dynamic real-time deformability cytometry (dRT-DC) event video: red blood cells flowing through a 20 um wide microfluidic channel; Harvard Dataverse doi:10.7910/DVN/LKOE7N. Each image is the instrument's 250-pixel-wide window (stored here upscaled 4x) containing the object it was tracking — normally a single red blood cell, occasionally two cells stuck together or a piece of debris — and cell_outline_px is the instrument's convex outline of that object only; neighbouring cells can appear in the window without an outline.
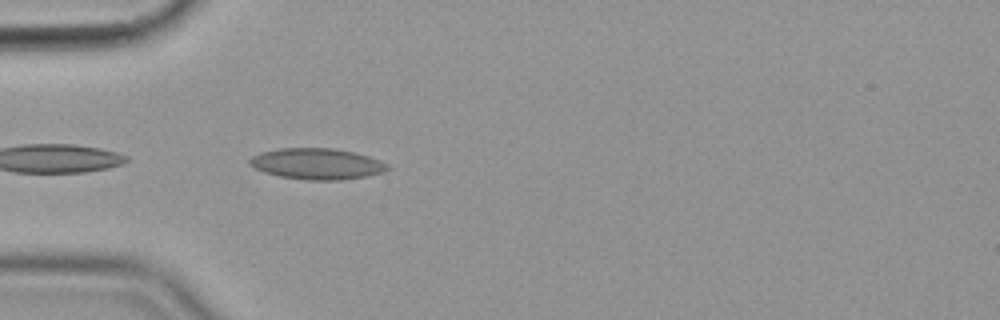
{"species": "common noctule bat (a hibernating species)", "species_latin": "Nyctalus noctula", "temperature_condition": "cold", "stored_images_in_passage": 41, "camera_frame_rate_fps": 3000, "um_per_image_px": 0.085, "animal": {"sex": "female", "body_mass_g": 19.9}, "frame": {"image": 1, "passage_image": 2, "time_ms": 0.333, "image_size_px": [1000, 320], "cell_outline_px": [[392, 168], [368, 176], [340, 180], [308, 180], [280, 176], [264, 172], [248, 164], [248, 160], [252, 156], [260, 152], [280, 148], [332, 148], [352, 152], [368, 156], [380, 160], [388, 164]], "centroid_in_image_um": [26.93, 13.92], "position_along_channel_um": 58.1, "area_um2": 24.91}}
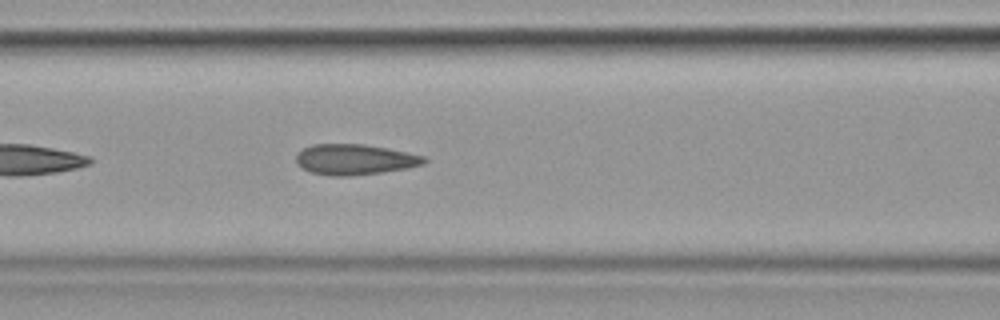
{"frame": {"image": 2, "passage_image": 9, "time_ms": 2.667, "image_size_px": [1000, 320], "cell_outline_px": [[428, 160], [424, 164], [408, 168], [352, 176], [332, 176], [312, 172], [300, 168], [296, 164], [296, 152], [312, 144], [364, 144], [388, 148], [424, 156]], "centroid_in_image_um": [30.12, 13.55], "position_along_channel_um": 136.5, "area_um2": 22.95}}
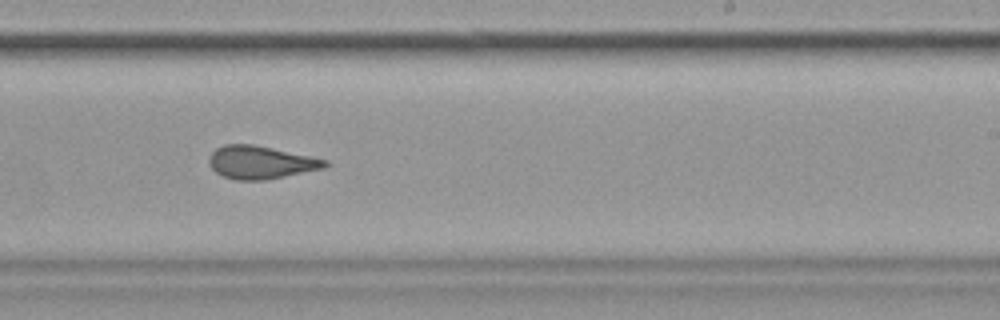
{"frame": {"image": 3, "passage_image": 20, "time_ms": 6.333, "image_size_px": [1000, 320], "cell_outline_px": [[328, 164], [324, 168], [264, 180], [236, 180], [224, 176], [216, 172], [208, 164], [208, 156], [216, 148], [224, 144], [252, 144], [328, 160]], "centroid_in_image_um": [22.11, 13.8], "position_along_channel_um": 266.9, "area_um2": 22.02}, "authors_computed_cell_mechanics": {"area_um2": 22.7732, "velocity_mm_per_s": 3.5812, "shape_relaxation_time_tau1_ms": 11.1731, "shape_relaxation_time_tau2_ms": 1.9411, "deformation_change_tau1": 0.2174, "deformation_change_tau2": 0.094}}